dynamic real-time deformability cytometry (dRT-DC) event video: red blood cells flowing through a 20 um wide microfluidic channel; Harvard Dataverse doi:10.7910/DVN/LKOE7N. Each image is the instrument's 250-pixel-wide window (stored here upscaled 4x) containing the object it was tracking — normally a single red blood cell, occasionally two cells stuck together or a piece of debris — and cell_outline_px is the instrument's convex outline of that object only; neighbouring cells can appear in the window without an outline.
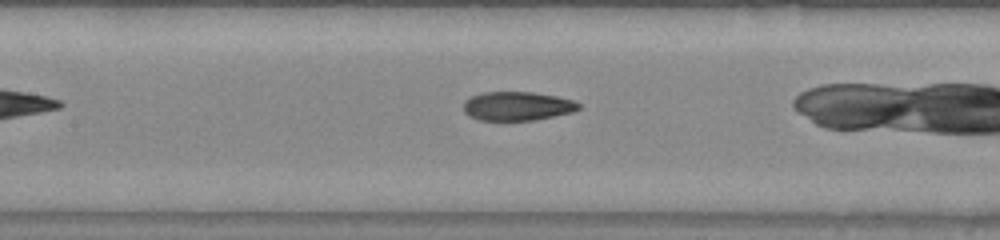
{"species": "common noctule bat (a hibernating species)", "species_latin": "Nyctalus noctula", "temperature_condition": "warm", "stored_images_in_passage": 25, "camera_frame_rate_fps": 3000, "um_per_image_px": 0.085, "animal": {"sex": "male", "body_mass_g": 20.0, "forearm_length_mm": 53.3}, "frame": {"image": 1, "passage_image": 8, "time_ms": 2.333, "image_size_px": [1000, 240], "cell_outline_px": [[580, 108], [572, 112], [536, 120], [480, 120], [468, 116], [464, 112], [464, 100], [472, 96], [484, 92], [532, 92], [556, 96], [572, 100], [580, 104]], "centroid_in_image_um": [43.95, 9.02], "position_along_channel_um": 163.5, "area_um2": 19.36}}
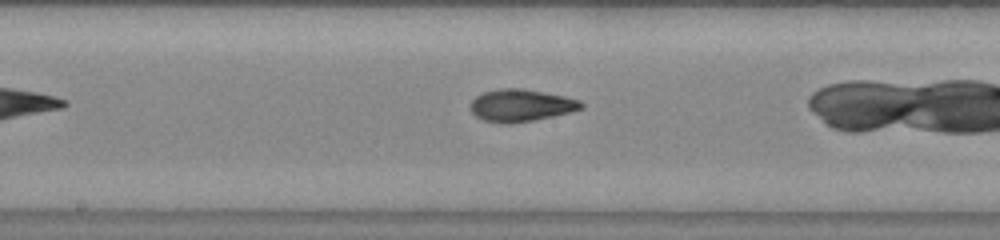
{"frame": {"image": 2, "passage_image": 11, "time_ms": 3.333, "image_size_px": [1000, 240], "cell_outline_px": [[584, 108], [572, 112], [532, 120], [508, 124], [504, 124], [484, 120], [476, 116], [472, 112], [472, 100], [476, 96], [484, 92], [504, 88], [520, 88], [564, 96], [580, 100], [584, 104]], "centroid_in_image_um": [44.31, 8.96], "position_along_channel_um": 203.9, "area_um2": 20.58}}